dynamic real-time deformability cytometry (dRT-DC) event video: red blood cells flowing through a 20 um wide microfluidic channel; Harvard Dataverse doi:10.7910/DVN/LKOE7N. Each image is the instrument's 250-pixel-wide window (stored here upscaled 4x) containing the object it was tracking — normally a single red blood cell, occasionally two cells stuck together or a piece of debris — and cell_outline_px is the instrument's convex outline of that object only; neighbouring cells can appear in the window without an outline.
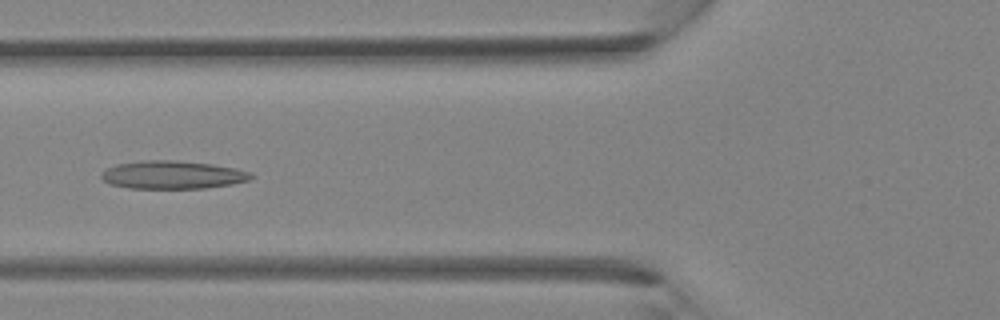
{"species": "Egyptian fruit bat (a non-hibernating species)", "species_latin": "Rousettus aegyptiacus", "temperature_condition": "room temperature", "stored_images_in_passage": 37, "camera_frame_rate_fps": 3000, "um_per_image_px": 0.085, "animal": {"sex": "female"}, "frame": {"image": 1, "passage_image": 14, "time_ms": 4.333, "image_size_px": [1000, 320], "cell_outline_px": [[256, 176], [248, 180], [232, 184], [204, 188], [128, 188], [108, 184], [100, 176], [100, 172], [116, 164], [144, 160], [172, 160], [212, 164], [236, 168], [252, 172]], "centroid_in_image_um": [14.67, 14.86], "position_along_channel_um": 111.1, "area_um2": 24.62}}
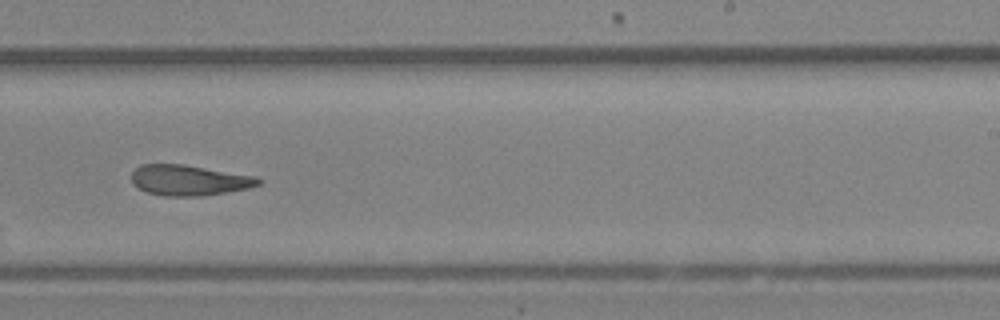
{"frame": {"image": 2, "passage_image": 23, "time_ms": 7.333, "image_size_px": [1000, 320], "cell_outline_px": [[264, 180], [260, 184], [248, 188], [200, 196], [164, 196], [148, 192], [132, 184], [132, 172], [140, 164], [184, 164], [260, 176]], "centroid_in_image_um": [16.12, 15.3], "position_along_channel_um": 272.9, "area_um2": 22.77}}
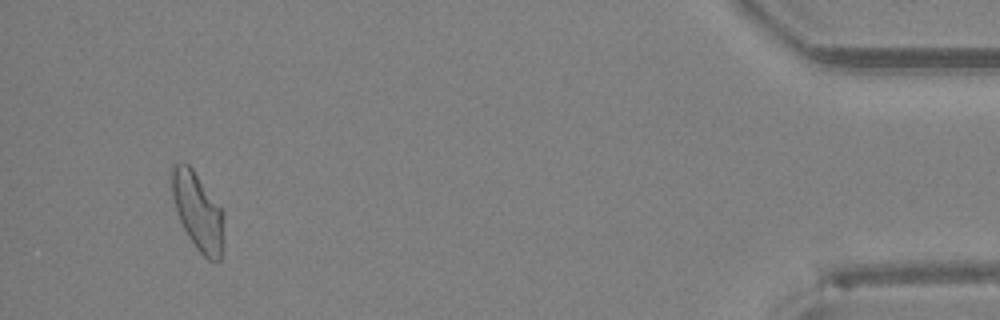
{"frame": {"image": 3, "passage_image": 35, "time_ms": 11.333, "image_size_px": [1000, 320], "cell_outline_px": [[224, 216], [220, 260], [208, 260], [196, 248], [188, 236], [180, 220], [172, 196], [172, 164], [180, 160], [184, 160], [192, 168], [224, 212]], "centroid_in_image_um": [16.8, 17.92], "position_along_channel_um": 418.4, "area_um2": 23.24}}